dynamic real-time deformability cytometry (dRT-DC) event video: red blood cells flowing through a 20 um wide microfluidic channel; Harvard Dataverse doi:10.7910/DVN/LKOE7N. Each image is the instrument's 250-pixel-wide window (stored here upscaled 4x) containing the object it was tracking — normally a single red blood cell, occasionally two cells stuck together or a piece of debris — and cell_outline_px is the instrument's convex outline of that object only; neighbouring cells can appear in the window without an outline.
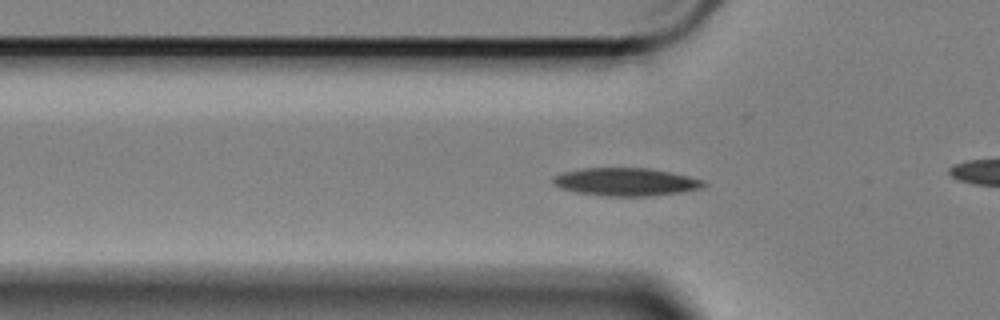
{"species": "Egyptian fruit bat (a non-hibernating species)", "species_latin": "Rousettus aegyptiacus", "temperature_condition": "cold", "stored_images_in_passage": 44, "camera_frame_rate_fps": 3000, "um_per_image_px": 0.085, "animal": {"sex": "female"}, "frame": {"image": 1, "passage_image": 3, "time_ms": 0.667, "image_size_px": [1000, 320], "cell_outline_px": [[708, 184], [704, 188], [684, 192], [652, 196], [604, 196], [576, 192], [560, 188], [552, 184], [552, 176], [564, 172], [584, 168], [648, 168], [672, 172], [704, 180]], "centroid_in_image_um": [53.23, 15.47], "position_along_channel_um": 72.6, "area_um2": 24.85}}
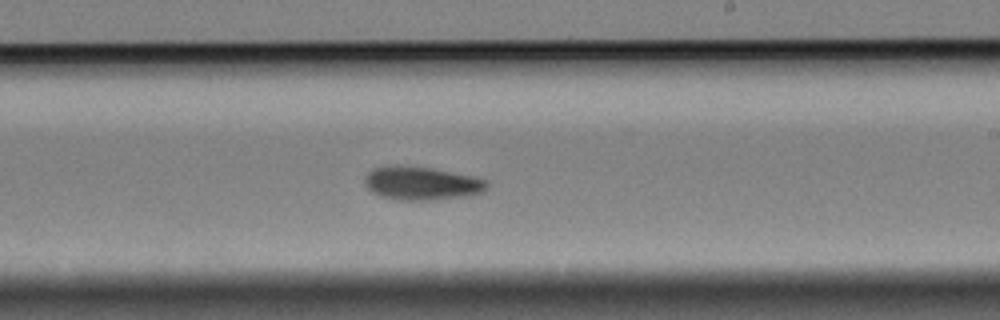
{"frame": {"image": 2, "passage_image": 19, "time_ms": 6.0, "image_size_px": [1000, 320], "cell_outline_px": [[488, 188], [484, 192], [472, 196], [432, 200], [392, 200], [380, 196], [372, 192], [364, 184], [364, 176], [372, 168], [432, 168], [472, 176], [488, 180]], "centroid_in_image_um": [35.9, 15.64], "position_along_channel_um": 253.1, "area_um2": 23.52}}
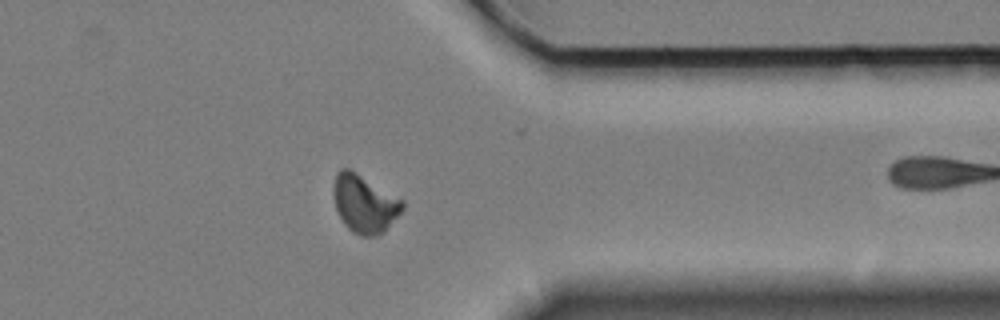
{"frame": {"image": 3, "passage_image": 31, "time_ms": 10.0, "image_size_px": [1000, 320], "cell_outline_px": [[404, 208], [384, 232], [376, 236], [360, 236], [352, 232], [344, 224], [336, 208], [332, 192], [332, 188], [336, 172], [340, 168], [348, 168], [404, 200]], "centroid_in_image_um": [30.97, 17.32], "position_along_channel_um": 380.4, "area_um2": 23.29}, "authors_computed_cell_mechanics": {"area_um2": 23.0044, "velocity_mm_per_s": 3.3717, "shape_relaxation_time_tau1_ms": 3.7684, "shape_relaxation_time_tau2_ms": 6.9141, "deformation_change_tau1": 0.1189, "deformation_change_tau2": 0.111}}